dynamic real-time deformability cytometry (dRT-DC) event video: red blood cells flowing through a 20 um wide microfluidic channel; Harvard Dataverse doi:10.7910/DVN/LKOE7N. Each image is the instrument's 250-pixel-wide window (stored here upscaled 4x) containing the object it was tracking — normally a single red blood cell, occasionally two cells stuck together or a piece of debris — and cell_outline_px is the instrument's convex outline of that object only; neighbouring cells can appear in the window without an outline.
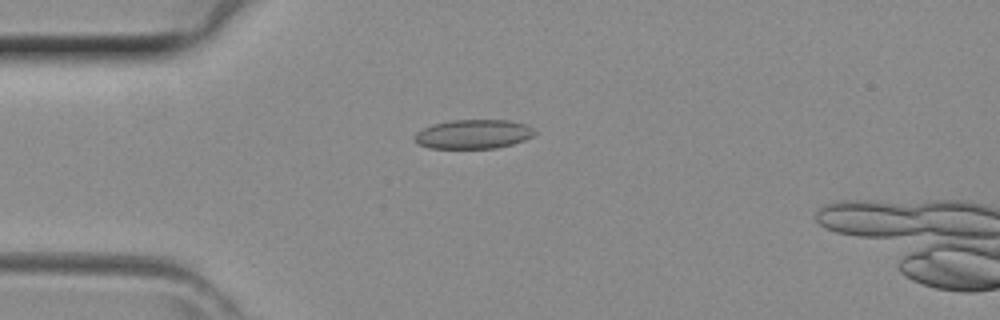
{"species": "common noctule bat (a hibernating species)", "species_latin": "Nyctalus noctula", "temperature_condition": "room temperature", "stored_images_in_passage": 13, "camera_frame_rate_fps": 3000, "um_per_image_px": 0.085, "animal": {"sex": "female", "body_mass_g": 29.2, "forearm_length_mm": 56.3}, "frame": {"image": 1, "passage_image": 11, "time_ms": 3.333, "image_size_px": [1000, 320], "cell_outline_px": [[536, 132], [532, 136], [524, 140], [512, 144], [496, 148], [428, 148], [412, 140], [412, 136], [416, 132], [432, 124], [452, 120], [508, 120], [528, 124]], "centroid_in_image_um": [40.21, 11.4], "position_along_channel_um": 44.8, "area_um2": 20.52}}